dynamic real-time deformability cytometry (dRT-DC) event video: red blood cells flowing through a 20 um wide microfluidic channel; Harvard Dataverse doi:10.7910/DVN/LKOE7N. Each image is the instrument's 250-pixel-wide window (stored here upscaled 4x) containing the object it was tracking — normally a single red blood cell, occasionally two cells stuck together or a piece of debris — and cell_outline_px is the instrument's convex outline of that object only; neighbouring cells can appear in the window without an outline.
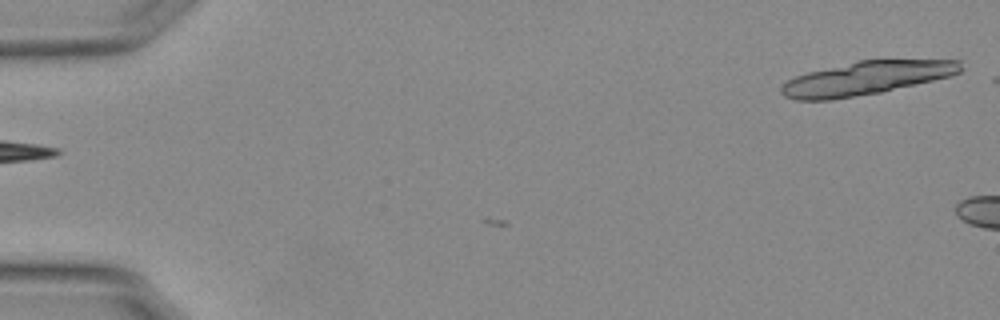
{"species": "Egyptian fruit bat (a non-hibernating species)", "species_latin": "Rousettus aegyptiacus", "temperature_condition": "warm", "stored_images_in_passage": 4, "camera_frame_rate_fps": 3000, "um_per_image_px": 0.085, "animal": {"sex": "female"}, "frame": {"image": 1, "passage_image": 1, "time_ms": 0.0, "image_size_px": [1000, 320], "cell_outline_px": [[964, 68], [960, 72], [952, 76], [880, 92], [832, 100], [796, 100], [784, 96], [780, 92], [780, 88], [788, 80], [796, 76], [808, 72], [860, 60], [960, 60]], "centroid_in_image_um": [73.65, 6.65], "position_along_channel_um": 11.4, "area_um2": 34.74}}